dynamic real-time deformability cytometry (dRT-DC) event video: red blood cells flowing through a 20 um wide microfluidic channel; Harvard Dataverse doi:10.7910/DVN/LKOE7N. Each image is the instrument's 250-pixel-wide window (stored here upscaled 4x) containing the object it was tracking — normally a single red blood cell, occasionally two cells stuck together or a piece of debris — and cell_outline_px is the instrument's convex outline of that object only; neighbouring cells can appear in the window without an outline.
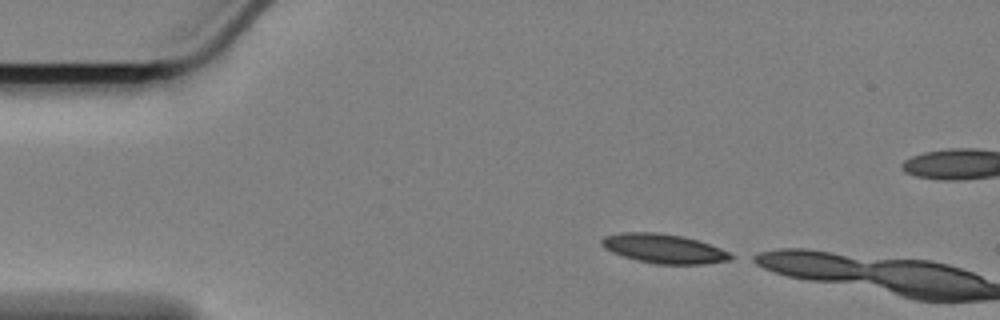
{"species": "Egyptian fruit bat (a non-hibernating species)", "species_latin": "Rousettus aegyptiacus", "temperature_condition": "cold", "stored_images_in_passage": 3, "camera_frame_rate_fps": 3000, "um_per_image_px": 0.085, "animal": {"sex": "female"}, "frame": {"image": 1, "passage_image": 1, "time_ms": 0.0, "image_size_px": [1000, 320], "cell_outline_px": [[736, 256], [732, 260], [704, 264], [656, 264], [636, 260], [612, 252], [604, 248], [600, 244], [600, 240], [604, 236], [620, 232], [656, 232], [680, 236], [696, 240], [720, 248]], "centroid_in_image_um": [56.41, 21.13], "position_along_channel_um": 28.6, "area_um2": 22.02}}